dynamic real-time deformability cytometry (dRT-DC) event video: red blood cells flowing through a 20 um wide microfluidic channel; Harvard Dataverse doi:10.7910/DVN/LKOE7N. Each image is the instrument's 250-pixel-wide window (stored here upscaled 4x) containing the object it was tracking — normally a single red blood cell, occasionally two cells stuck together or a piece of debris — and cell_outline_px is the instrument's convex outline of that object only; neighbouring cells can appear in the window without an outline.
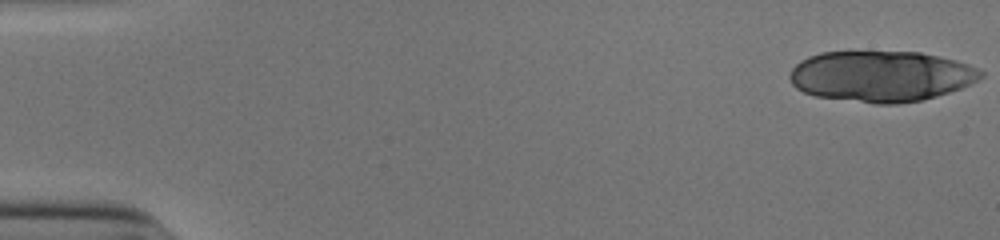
{"species": "human", "species_latin": "Homo sapiens", "temperature_condition": "cold", "stored_images_in_passage": 17, "camera_frame_rate_fps": 3000, "um_per_image_px": 0.085, "donor": {"sex": "male"}, "frame": {"image": 1, "passage_image": 1, "time_ms": 0.0, "image_size_px": [1000, 240], "cell_outline_px": [[984, 76], [960, 88], [936, 96], [920, 100], [896, 104], [876, 104], [816, 96], [804, 92], [796, 88], [792, 84], [788, 76], [792, 68], [800, 60], [808, 56], [820, 52], [920, 52], [956, 60], [968, 64], [984, 72]], "centroid_in_image_um": [74.86, 6.47], "position_along_channel_um": 10.1, "area_um2": 56.53}}